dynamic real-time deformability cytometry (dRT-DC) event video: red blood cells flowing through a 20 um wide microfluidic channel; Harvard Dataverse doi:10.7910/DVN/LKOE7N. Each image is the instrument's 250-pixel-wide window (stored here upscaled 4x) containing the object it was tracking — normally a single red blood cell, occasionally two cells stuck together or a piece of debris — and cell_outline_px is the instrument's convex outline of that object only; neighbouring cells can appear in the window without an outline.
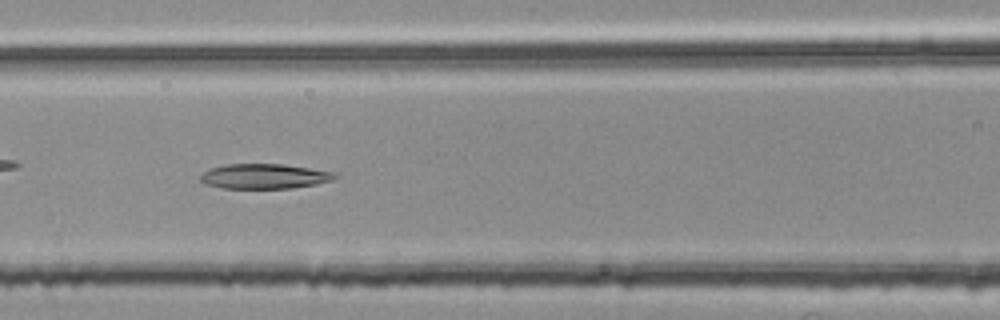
{"species": "common noctule bat (a hibernating species)", "species_latin": "Nyctalus noctula", "temperature_condition": "room temperature", "stored_images_in_passage": 53, "camera_frame_rate_fps": 3000, "um_per_image_px": 0.085, "animal": {"sex": "female", "body_mass_g": 25.1}, "frame": {"image": 1, "passage_image": 23, "time_ms": 7.333, "image_size_px": [1000, 320], "cell_outline_px": [[336, 176], [332, 180], [316, 184], [292, 188], [220, 188], [204, 184], [200, 180], [200, 176], [208, 168], [228, 164], [284, 164], [336, 172]], "centroid_in_image_um": [22.44, 14.98], "position_along_channel_um": 144.2, "area_um2": 19.59}}
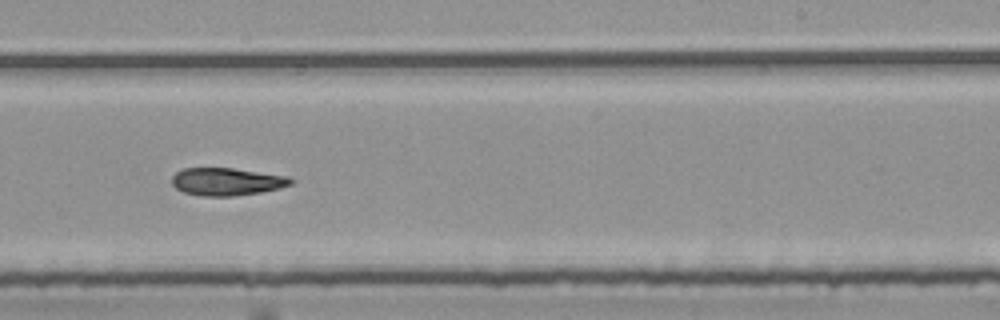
{"frame": {"image": 2, "passage_image": 33, "time_ms": 10.667, "image_size_px": [1000, 320], "cell_outline_px": [[296, 180], [292, 184], [280, 188], [260, 192], [232, 196], [200, 196], [184, 192], [176, 188], [172, 184], [172, 176], [176, 172], [184, 168], [232, 168], [288, 176]], "centroid_in_image_um": [19.29, 15.44], "position_along_channel_um": 269.7, "area_um2": 19.19}}
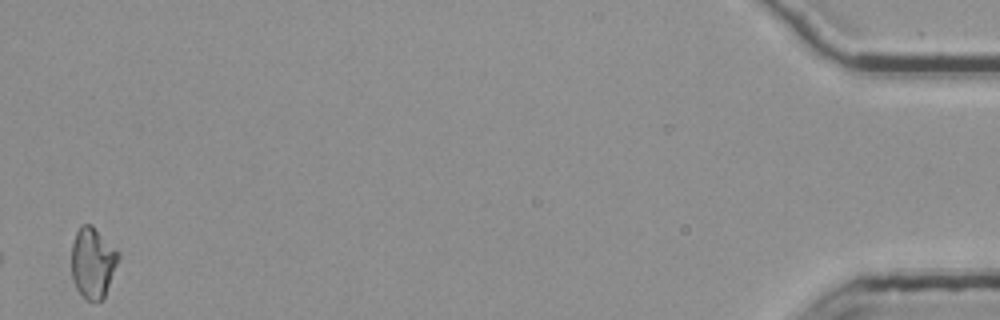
{"frame": {"image": 3, "passage_image": 53, "time_ms": 17.333, "image_size_px": [1000, 320], "cell_outline_px": [[120, 256], [104, 300], [88, 300], [76, 288], [72, 280], [72, 244], [76, 232], [80, 224], [92, 224], [120, 252]], "centroid_in_image_um": [7.9, 22.3], "position_along_channel_um": 427.3, "area_um2": 19.48}}